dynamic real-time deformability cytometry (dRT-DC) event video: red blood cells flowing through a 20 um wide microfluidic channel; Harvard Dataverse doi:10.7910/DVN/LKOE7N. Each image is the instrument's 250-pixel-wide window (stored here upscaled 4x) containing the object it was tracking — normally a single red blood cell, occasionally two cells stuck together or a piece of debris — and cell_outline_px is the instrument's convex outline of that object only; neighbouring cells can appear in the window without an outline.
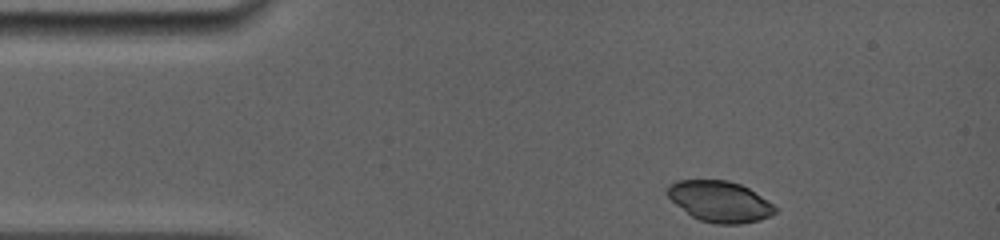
{"species": "common noctule bat (a hibernating species)", "species_latin": "Nyctalus noctula", "temperature_condition": "room temperature", "stored_images_in_passage": 7, "camera_frame_rate_fps": 5000, "um_per_image_px": 0.085, "animal": {"sex": "female", "body_mass_g": 19.0, "forearm_length_mm": 56.7}, "frame": {"image": 1, "passage_image": 1, "time_ms": 0.0, "image_size_px": [1000, 240], "cell_outline_px": [[776, 212], [760, 220], [740, 224], [716, 224], [700, 220], [692, 216], [676, 204], [668, 196], [668, 184], [676, 180], [728, 180], [740, 184], [748, 188], [772, 204], [776, 208]], "centroid_in_image_um": [61.17, 17.12], "position_along_channel_um": 23.8, "area_um2": 25.37}}
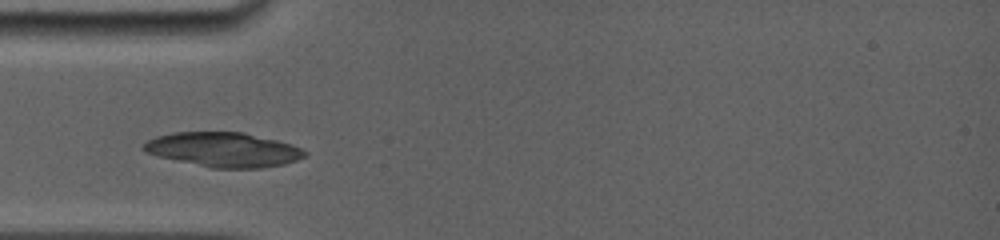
{"frame": {"image": 2, "passage_image": 6, "time_ms": 2.6, "image_size_px": [1000, 240], "cell_outline_px": [[308, 152], [304, 156], [296, 160], [284, 164], [260, 168], [208, 168], [160, 156], [148, 152], [140, 148], [148, 140], [156, 136], [172, 132], [244, 132], [292, 144]], "centroid_in_image_um": [19.0, 12.72], "position_along_channel_um": 66.0, "area_um2": 32.31}}